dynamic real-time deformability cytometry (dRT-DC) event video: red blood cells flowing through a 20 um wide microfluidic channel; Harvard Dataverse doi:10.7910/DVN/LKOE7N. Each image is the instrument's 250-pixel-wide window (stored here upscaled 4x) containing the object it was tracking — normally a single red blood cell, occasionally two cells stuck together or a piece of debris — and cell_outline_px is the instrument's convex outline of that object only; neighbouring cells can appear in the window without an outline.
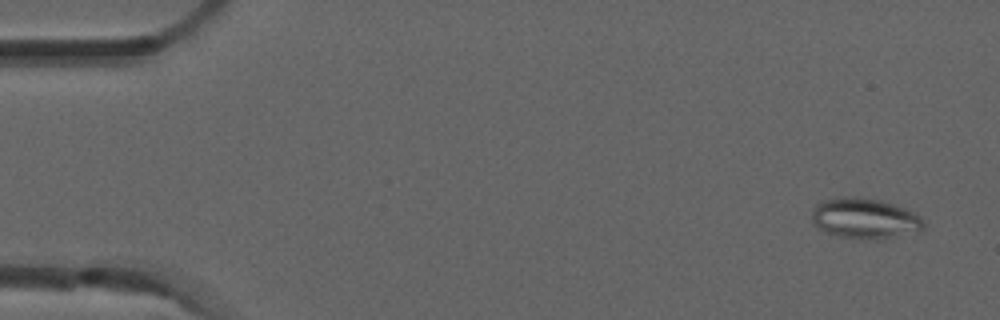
{"species": "common noctule bat (a hibernating species)", "species_latin": "Nyctalus noctula", "temperature_condition": "room temperature", "stored_images_in_passage": 4, "camera_frame_rate_fps": 3000, "um_per_image_px": 0.085, "animal": {"sex": "male", "forearm_length_mm": 52.5}, "frame": {"image": 1, "passage_image": 1, "time_ms": 0.0, "image_size_px": [1000, 320], "cell_outline_px": [[924, 228], [884, 240], [860, 240], [840, 236], [824, 232], [812, 224], [812, 212], [816, 204], [820, 200], [836, 196], [856, 196], [880, 200], [904, 208], [920, 216], [924, 224]], "centroid_in_image_um": [73.43, 18.56], "position_along_channel_um": 11.6, "area_um2": 26.82}}